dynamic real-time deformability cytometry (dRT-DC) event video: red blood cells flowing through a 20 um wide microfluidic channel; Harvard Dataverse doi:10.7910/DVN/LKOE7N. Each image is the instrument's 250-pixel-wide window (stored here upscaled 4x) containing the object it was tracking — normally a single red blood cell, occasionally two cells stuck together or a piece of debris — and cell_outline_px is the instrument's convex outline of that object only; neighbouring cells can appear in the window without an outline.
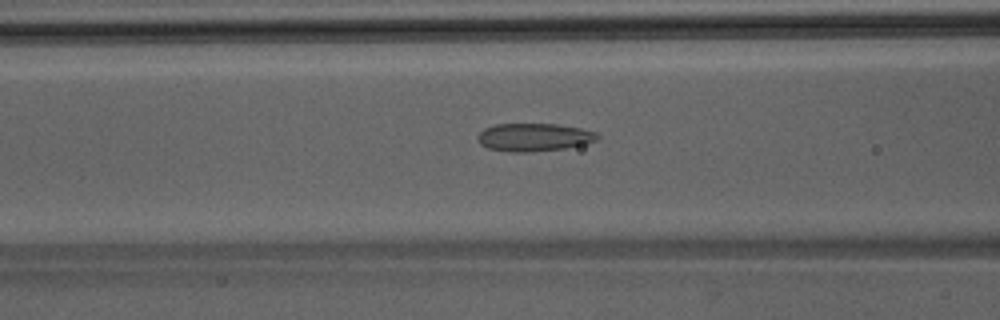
{"species": "Egyptian fruit bat (a non-hibernating species)", "species_latin": "Rousettus aegyptiacus", "temperature_condition": "room temperature", "stored_images_in_passage": 49, "camera_frame_rate_fps": 3000, "um_per_image_px": 0.085, "animal": {"sex": "male"}, "frame": {"image": 1, "passage_image": 20, "time_ms": 6.333, "image_size_px": [1000, 320], "cell_outline_px": [[600, 136], [596, 140], [584, 144], [564, 148], [528, 152], [508, 152], [488, 148], [480, 144], [476, 140], [476, 136], [484, 128], [496, 124], [556, 124], [580, 128], [596, 132]], "centroid_in_image_um": [45.34, 11.66], "position_along_channel_um": 121.3, "area_um2": 19.54}}
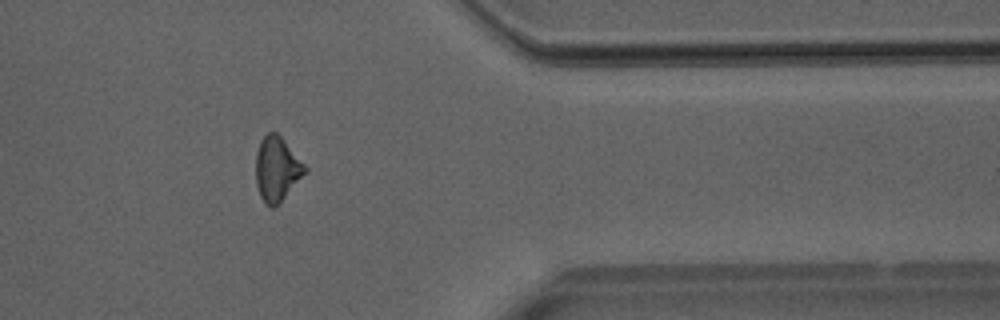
{"frame": {"image": 2, "passage_image": 40, "time_ms": 13.0, "image_size_px": [1000, 320], "cell_outline_px": [[308, 168], [284, 196], [272, 208], [264, 204], [260, 196], [256, 184], [256, 152], [260, 140], [268, 132], [276, 132], [284, 140]], "centroid_in_image_um": [23.49, 14.33], "position_along_channel_um": 387.9, "area_um2": 17.98}}
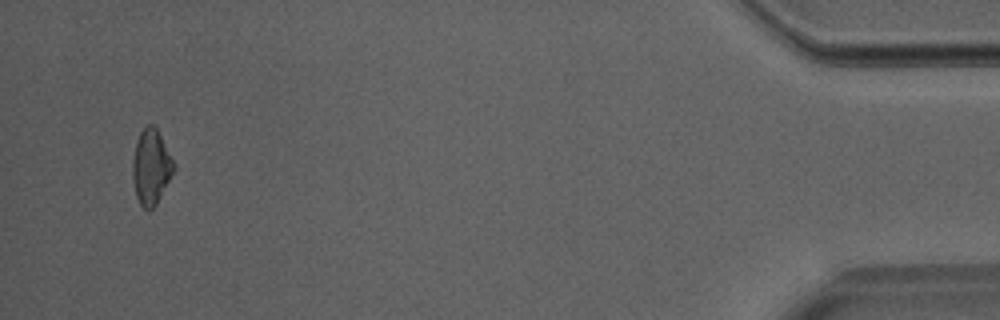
{"frame": {"image": 3, "passage_image": 47, "time_ms": 15.333, "image_size_px": [1000, 320], "cell_outline_px": [[172, 172], [156, 204], [148, 212], [140, 204], [136, 196], [132, 176], [132, 160], [136, 140], [140, 132], [148, 124], [152, 124], [156, 128], [172, 160]], "centroid_in_image_um": [12.77, 14.2], "position_along_channel_um": 422.4, "area_um2": 17.4}}